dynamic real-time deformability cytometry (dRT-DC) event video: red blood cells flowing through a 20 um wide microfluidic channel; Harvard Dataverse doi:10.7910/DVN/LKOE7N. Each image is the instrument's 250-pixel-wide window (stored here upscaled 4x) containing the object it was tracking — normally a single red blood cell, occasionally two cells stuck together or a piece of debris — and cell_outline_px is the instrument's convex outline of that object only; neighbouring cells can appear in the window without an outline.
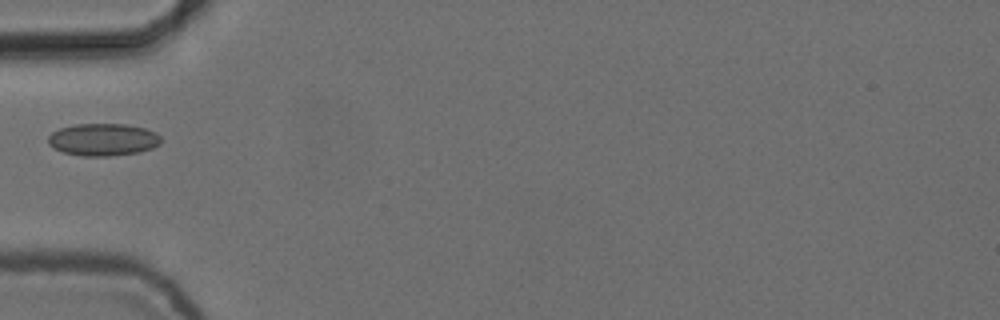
{"species": "common noctule bat (a hibernating species)", "species_latin": "Nyctalus noctula", "temperature_condition": "cold", "stored_images_in_passage": 6, "camera_frame_rate_fps": 3000, "um_per_image_px": 0.085, "animal": {"sex": "female", "body_mass_g": 24.6, "forearm_length_mm": 56.2}, "frame": {"image": 1, "passage_image": 5, "time_ms": 1.333, "image_size_px": [1000, 320], "cell_outline_px": [[160, 144], [152, 148], [140, 152], [108, 156], [84, 156], [64, 152], [52, 148], [48, 144], [48, 136], [52, 132], [60, 128], [76, 124], [124, 124], [144, 128], [156, 132], [160, 136]], "centroid_in_image_um": [8.75, 11.86], "position_along_channel_um": 76.3, "area_um2": 21.27}}
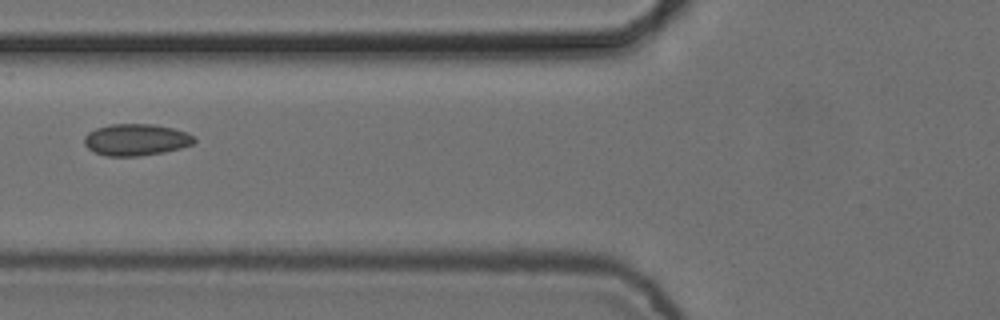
{"frame": {"image": 2, "passage_image": 6, "time_ms": 1.667, "image_size_px": [1000, 320], "cell_outline_px": [[196, 140], [192, 144], [180, 148], [164, 152], [140, 156], [104, 156], [88, 148], [84, 144], [84, 136], [88, 132], [96, 128], [112, 124], [152, 124], [172, 128], [188, 132]], "centroid_in_image_um": [11.55, 11.88], "position_along_channel_um": 114.3, "area_um2": 20.29}}